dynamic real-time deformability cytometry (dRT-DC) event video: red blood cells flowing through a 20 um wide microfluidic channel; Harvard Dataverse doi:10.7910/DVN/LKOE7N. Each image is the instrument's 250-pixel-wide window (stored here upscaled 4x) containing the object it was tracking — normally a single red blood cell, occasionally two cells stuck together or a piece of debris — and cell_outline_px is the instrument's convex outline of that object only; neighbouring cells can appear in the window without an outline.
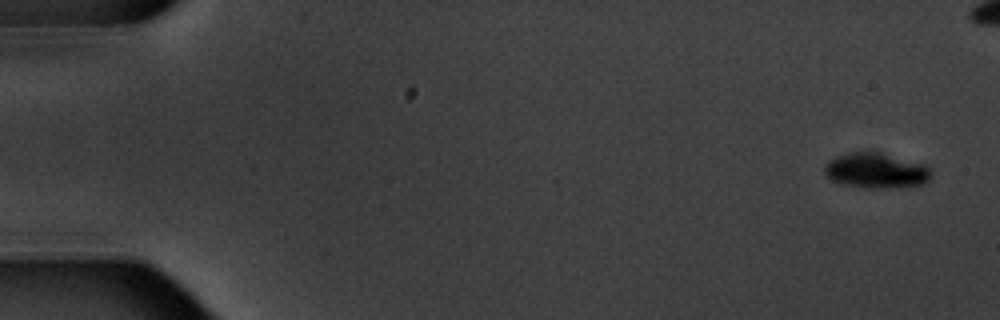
{"species": "common noctule bat (a hibernating species)", "species_latin": "Nyctalus noctula", "temperature_condition": "warm", "stored_images_in_passage": 7, "camera_frame_rate_fps": 3000, "um_per_image_px": 0.085, "animal": {"sex": "male", "body_mass_g": 20.1, "forearm_length_mm": 53.5}, "frame": {"image": 1, "passage_image": 1, "time_ms": 0.0, "image_size_px": [1000, 320], "cell_outline_px": [[932, 172], [928, 180], [924, 184], [888, 188], [868, 188], [848, 184], [832, 180], [824, 172], [824, 164], [828, 160], [836, 156], [848, 152], [880, 152], [924, 164]], "centroid_in_image_um": [74.46, 14.48], "position_along_channel_um": 10.5, "area_um2": 21.73}}